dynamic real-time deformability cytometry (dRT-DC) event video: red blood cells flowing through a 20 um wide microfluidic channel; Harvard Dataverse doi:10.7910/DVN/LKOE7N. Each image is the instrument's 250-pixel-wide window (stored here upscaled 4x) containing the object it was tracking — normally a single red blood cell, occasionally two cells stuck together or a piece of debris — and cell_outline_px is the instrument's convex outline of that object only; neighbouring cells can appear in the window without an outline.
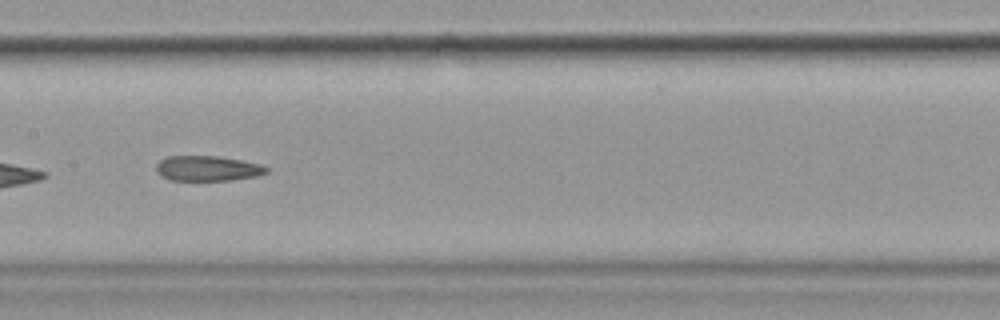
{"species": "common noctule bat (a hibernating species)", "species_latin": "Nyctalus noctula", "temperature_condition": "cold", "stored_images_in_passage": 14, "camera_frame_rate_fps": 3000, "um_per_image_px": 0.085, "animal": {"sex": "female", "body_mass_g": 19.9}, "frame": {"image": 1, "passage_image": 8, "time_ms": 9.333, "image_size_px": [1000, 320], "cell_outline_px": [[268, 172], [256, 176], [232, 180], [172, 180], [156, 172], [156, 164], [160, 160], [168, 156], [216, 156], [240, 160], [260, 164], [268, 168]], "centroid_in_image_um": [17.64, 14.31], "position_along_channel_um": 189.8, "area_um2": 16.01}}
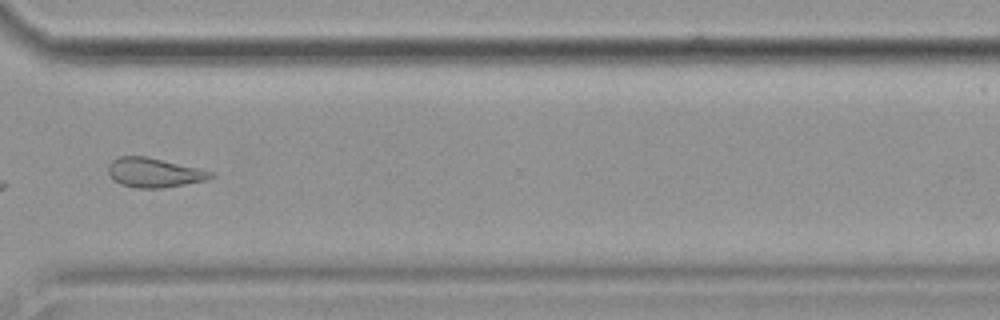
{"frame": {"image": 2, "passage_image": 12, "time_ms": 14.0, "image_size_px": [1000, 320], "cell_outline_px": [[216, 176], [208, 180], [164, 188], [136, 188], [120, 184], [112, 180], [108, 172], [108, 164], [112, 160], [120, 156], [148, 156], [200, 168], [212, 172]], "centroid_in_image_um": [13.11, 14.67], "position_along_channel_um": 357.5, "area_um2": 17.92}, "authors_computed_cell_mechanics": {"area_um2": 18.0625, "velocity_mm_per_s": 3.5813, "shape_relaxation_time_tau1_ms": null, "shape_relaxation_time_tau2_ms": 3.9229, "deformation_change_tau1": null, "deformation_change_tau2": 0.0928}}